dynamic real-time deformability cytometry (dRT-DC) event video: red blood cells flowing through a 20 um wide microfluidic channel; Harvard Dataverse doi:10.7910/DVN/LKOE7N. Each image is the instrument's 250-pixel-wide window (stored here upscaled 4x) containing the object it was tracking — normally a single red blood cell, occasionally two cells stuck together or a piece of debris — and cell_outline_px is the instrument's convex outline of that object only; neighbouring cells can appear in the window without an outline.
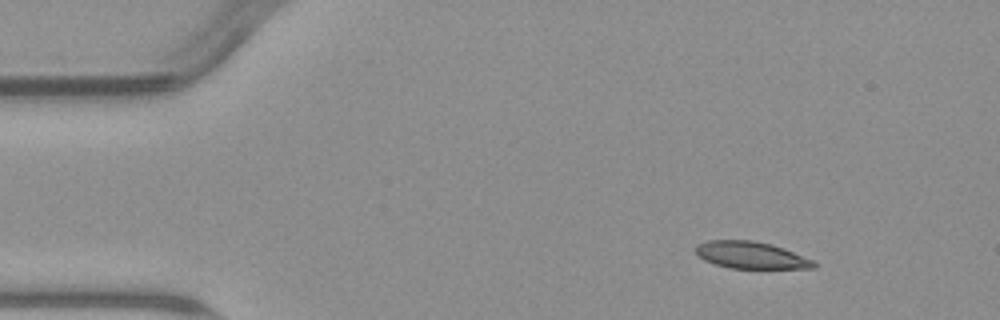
{"species": "common noctule bat (a hibernating species)", "species_latin": "Nyctalus noctula", "temperature_condition": "warm", "stored_images_in_passage": 6, "camera_frame_rate_fps": 3000, "um_per_image_px": 0.085, "animal": {"sex": "male", "body_mass_g": 23.1, "forearm_length_mm": 52.7}, "frame": {"image": 1, "passage_image": 1, "time_ms": 0.0, "image_size_px": [1000, 320], "cell_outline_px": [[816, 268], [728, 268], [704, 260], [696, 252], [696, 244], [708, 240], [752, 240], [772, 244], [784, 248], [812, 260], [816, 264]], "centroid_in_image_um": [63.81, 21.68], "position_along_channel_um": 21.2, "area_um2": 18.44}}
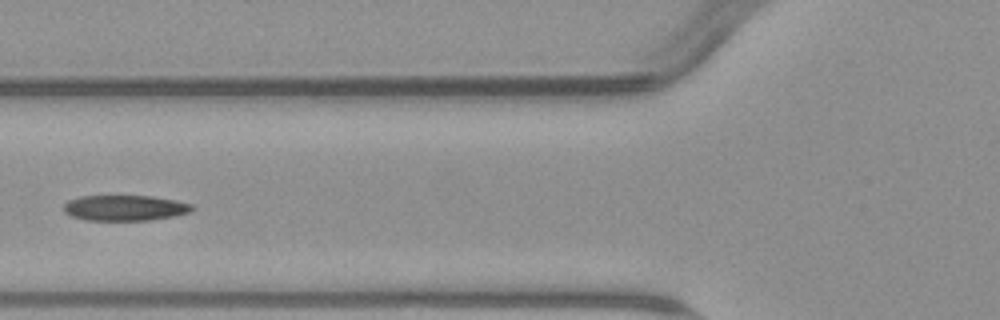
{"frame": {"image": 2, "passage_image": 5, "time_ms": 4.667, "image_size_px": [1000, 320], "cell_outline_px": [[196, 208], [192, 212], [176, 216], [148, 220], [88, 220], [72, 216], [64, 212], [64, 204], [68, 200], [80, 196], [152, 196], [176, 200], [192, 204]], "centroid_in_image_um": [10.67, 17.67], "position_along_channel_um": 115.1, "area_um2": 19.25}}
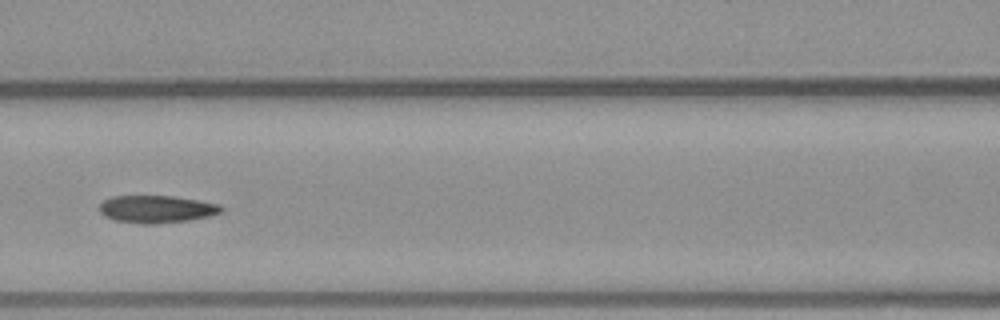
{"frame": {"image": 3, "passage_image": 6, "time_ms": 5.667, "image_size_px": [1000, 320], "cell_outline_px": [[224, 208], [220, 212], [212, 216], [188, 220], [160, 224], [140, 224], [116, 220], [104, 216], [100, 212], [100, 204], [104, 200], [112, 196], [172, 196], [220, 204]], "centroid_in_image_um": [13.32, 17.78], "position_along_channel_um": 153.3, "area_um2": 19.54}}